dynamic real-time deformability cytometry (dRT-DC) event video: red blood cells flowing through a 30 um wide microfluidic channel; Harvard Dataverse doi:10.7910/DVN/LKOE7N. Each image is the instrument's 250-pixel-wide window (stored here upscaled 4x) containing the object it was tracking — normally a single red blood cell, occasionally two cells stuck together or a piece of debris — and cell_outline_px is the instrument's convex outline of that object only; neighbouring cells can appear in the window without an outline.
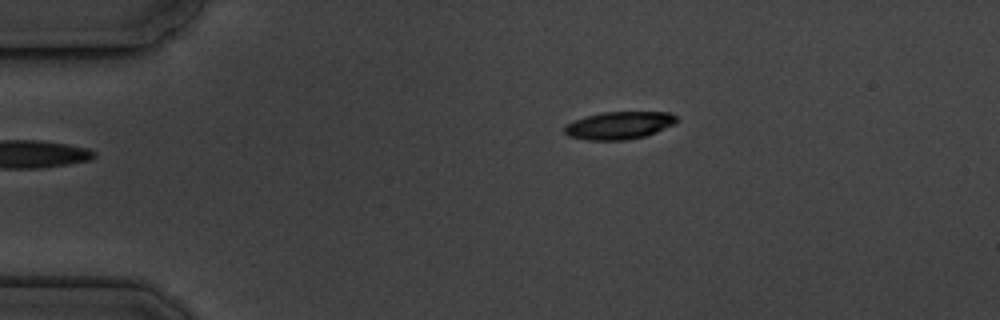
{"species": "common noctule bat (a hibernating species)", "species_latin": "Nyctalus noctula", "temperature_condition": "cold", "stored_images_in_passage": 7, "camera_frame_rate_fps": 3000, "um_per_image_px": 0.085, "animal": {"sex": "male", "body_mass_g": 19.5, "forearm_length_mm": 54.6}, "frame": {"image": 1, "passage_image": 7, "time_ms": 7.333, "image_size_px": [1000, 320], "cell_outline_px": [[680, 120], [676, 124], [656, 132], [644, 136], [628, 140], [588, 140], [568, 136], [564, 132], [564, 124], [588, 116], [604, 112], [668, 112], [676, 116]], "centroid_in_image_um": [52.66, 10.66], "position_along_channel_um": 32.3, "area_um2": 18.09}}